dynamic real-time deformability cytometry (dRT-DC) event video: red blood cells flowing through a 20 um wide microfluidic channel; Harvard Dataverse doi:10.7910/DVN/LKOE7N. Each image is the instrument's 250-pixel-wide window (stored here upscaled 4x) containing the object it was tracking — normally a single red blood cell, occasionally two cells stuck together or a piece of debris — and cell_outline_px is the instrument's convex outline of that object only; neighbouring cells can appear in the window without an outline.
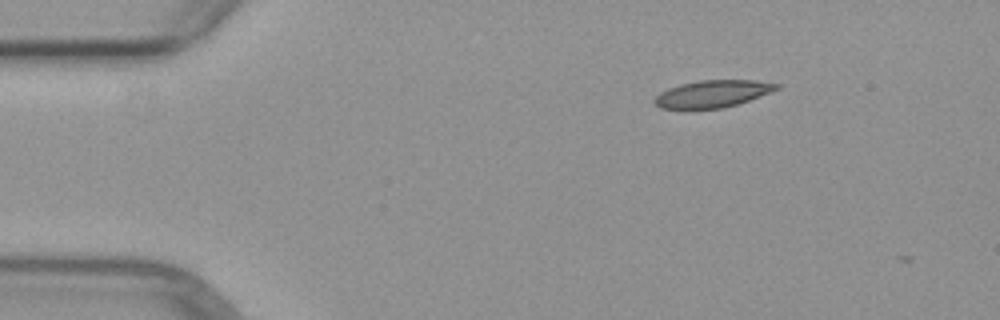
{"species": "common noctule bat (a hibernating species)", "species_latin": "Nyctalus noctula", "temperature_condition": "warm", "stored_images_in_passage": 4, "camera_frame_rate_fps": 3000, "um_per_image_px": 0.085, "animal": {"sex": "female", "body_mass_g": 29.2, "forearm_length_mm": 56.3}, "frame": {"image": 1, "passage_image": 2, "time_ms": 1.0, "image_size_px": [1000, 320], "cell_outline_px": [[780, 88], [748, 100], [724, 108], [660, 108], [652, 104], [652, 100], [660, 92], [668, 88], [680, 84], [700, 80], [756, 80], [780, 84]], "centroid_in_image_um": [60.53, 7.96], "position_along_channel_um": 24.5, "area_um2": 19.19}}